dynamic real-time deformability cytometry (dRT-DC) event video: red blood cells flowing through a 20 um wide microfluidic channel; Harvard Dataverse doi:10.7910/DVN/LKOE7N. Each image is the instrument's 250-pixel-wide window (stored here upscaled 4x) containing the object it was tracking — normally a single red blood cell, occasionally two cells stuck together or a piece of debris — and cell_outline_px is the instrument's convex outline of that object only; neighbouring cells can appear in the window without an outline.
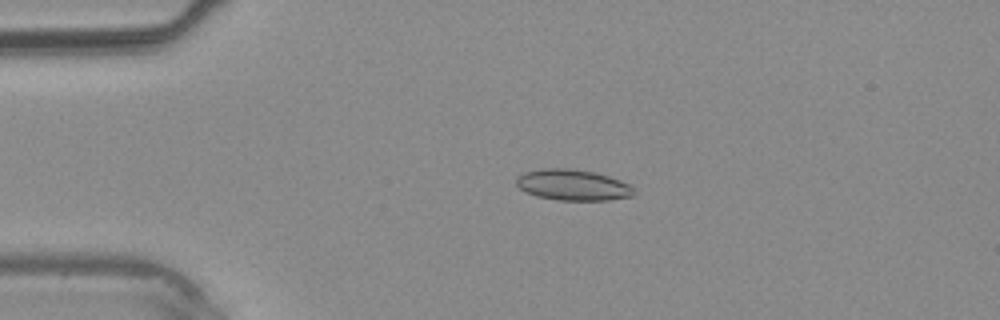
{"species": "common noctule bat (a hibernating species)", "species_latin": "Nyctalus noctula", "temperature_condition": "warm", "stored_images_in_passage": 31, "camera_frame_rate_fps": 3000, "um_per_image_px": 0.085, "animal": {"sex": "male", "body_mass_g": 20.4}, "frame": {"image": 1, "passage_image": 1, "time_ms": 0.0, "image_size_px": [1000, 320], "cell_outline_px": [[636, 192], [632, 196], [608, 200], [556, 200], [536, 196], [524, 192], [516, 184], [516, 176], [524, 172], [540, 168], [572, 168], [596, 172], [620, 180], [628, 184]], "centroid_in_image_um": [48.65, 15.71], "position_along_channel_um": 36.4, "area_um2": 21.44}}
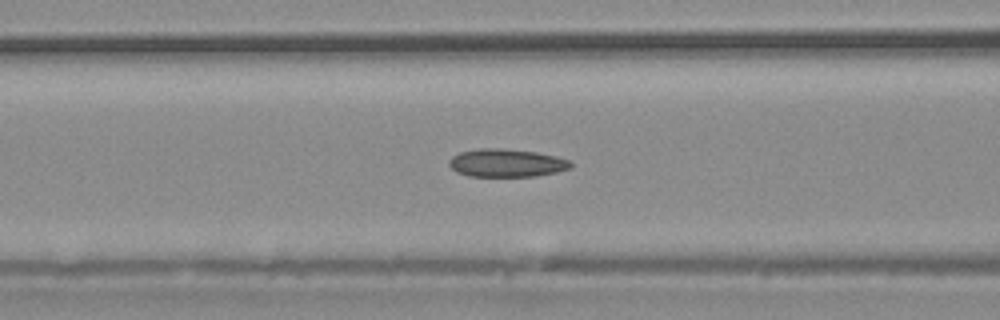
{"frame": {"image": 2, "passage_image": 8, "time_ms": 2.333, "image_size_px": [1000, 320], "cell_outline_px": [[572, 168], [556, 172], [536, 176], [468, 176], [456, 172], [448, 164], [448, 160], [452, 156], [460, 152], [480, 148], [500, 148], [536, 152], [556, 156], [572, 160]], "centroid_in_image_um": [43.06, 13.85], "position_along_channel_um": 123.5, "area_um2": 20.0}}
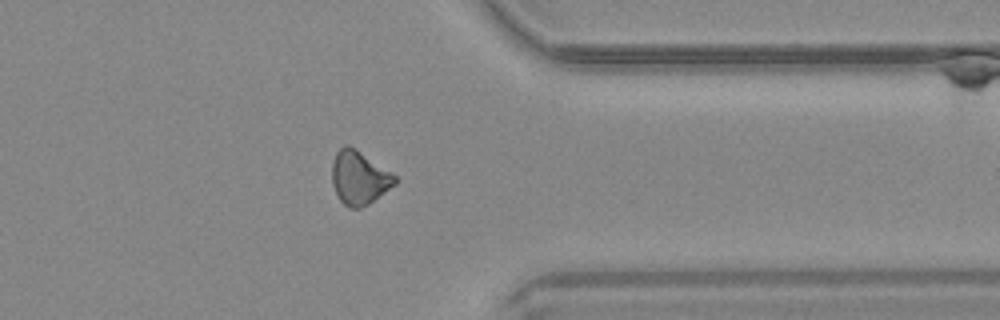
{"frame": {"image": 3, "passage_image": 23, "time_ms": 7.333, "image_size_px": [1000, 320], "cell_outline_px": [[396, 184], [368, 204], [360, 208], [348, 208], [340, 200], [332, 184], [332, 160], [336, 152], [344, 144], [348, 144], [356, 148], [392, 172], [396, 176]], "centroid_in_image_um": [30.52, 15.08], "position_along_channel_um": 380.9, "area_um2": 19.77}}